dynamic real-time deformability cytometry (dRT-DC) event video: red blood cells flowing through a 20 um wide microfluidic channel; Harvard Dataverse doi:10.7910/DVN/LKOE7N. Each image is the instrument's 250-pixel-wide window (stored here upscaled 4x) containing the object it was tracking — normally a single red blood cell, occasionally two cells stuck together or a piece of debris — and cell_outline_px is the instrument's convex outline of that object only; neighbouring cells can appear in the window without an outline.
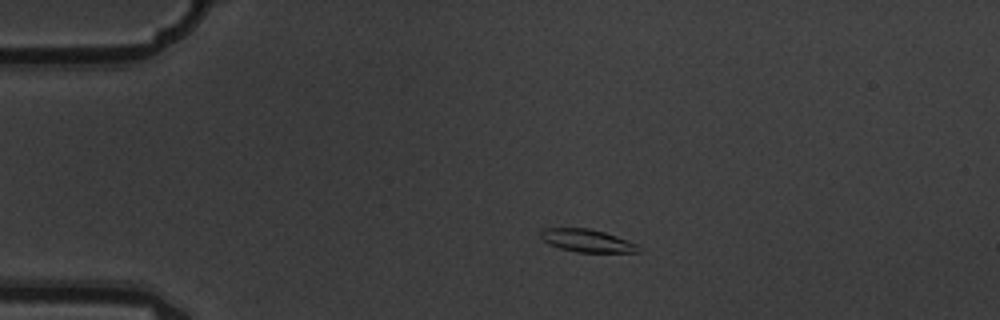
{"species": "common noctule bat (a hibernating species)", "species_latin": "Nyctalus noctula", "temperature_condition": "warm", "stored_images_in_passage": 9, "camera_frame_rate_fps": 3000, "um_per_image_px": 0.085, "animal": {"sex": "male", "body_mass_g": 19.5, "forearm_length_mm": 54.6}, "frame": {"image": 1, "passage_image": 1, "time_ms": 0.0, "image_size_px": [1000, 320], "cell_outline_px": [[640, 252], [576, 252], [560, 248], [548, 244], [540, 236], [540, 232], [544, 228], [588, 228], [604, 232], [628, 240], [636, 244], [640, 248]], "centroid_in_image_um": [49.88, 20.45], "position_along_channel_um": 35.1, "area_um2": 12.89}}
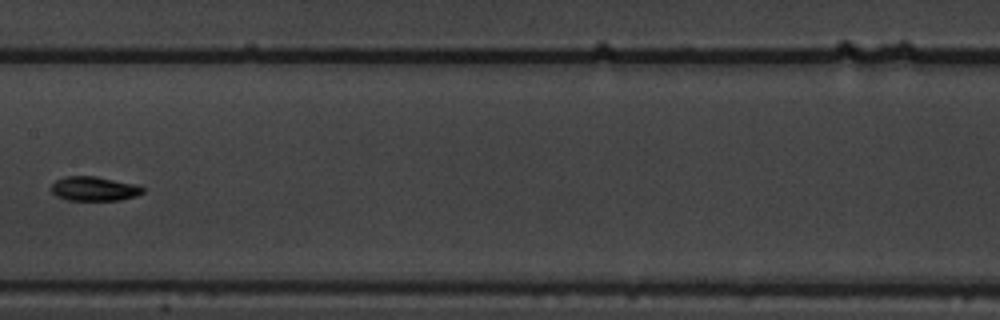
{"frame": {"image": 2, "passage_image": 6, "time_ms": 1.667, "image_size_px": [1000, 320], "cell_outline_px": [[144, 192], [136, 196], [120, 200], [68, 200], [56, 196], [52, 192], [52, 184], [56, 180], [68, 176], [96, 176], [136, 184], [144, 188]], "centroid_in_image_um": [8.02, 16.04], "position_along_channel_um": 199.4, "area_um2": 12.95}}
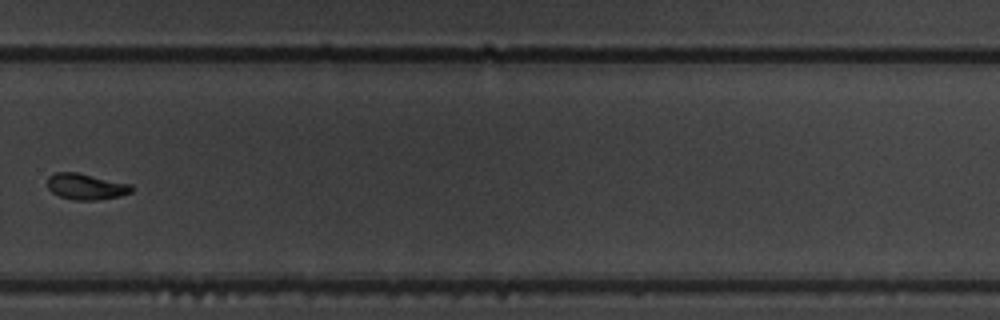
{"frame": {"image": 3, "passage_image": 9, "time_ms": 2.667, "image_size_px": [1000, 320], "cell_outline_px": [[132, 192], [120, 196], [96, 200], [72, 200], [60, 196], [52, 192], [48, 188], [48, 176], [56, 172], [76, 172], [132, 184]], "centroid_in_image_um": [7.31, 15.86], "position_along_channel_um": 322.5, "area_um2": 12.77}}